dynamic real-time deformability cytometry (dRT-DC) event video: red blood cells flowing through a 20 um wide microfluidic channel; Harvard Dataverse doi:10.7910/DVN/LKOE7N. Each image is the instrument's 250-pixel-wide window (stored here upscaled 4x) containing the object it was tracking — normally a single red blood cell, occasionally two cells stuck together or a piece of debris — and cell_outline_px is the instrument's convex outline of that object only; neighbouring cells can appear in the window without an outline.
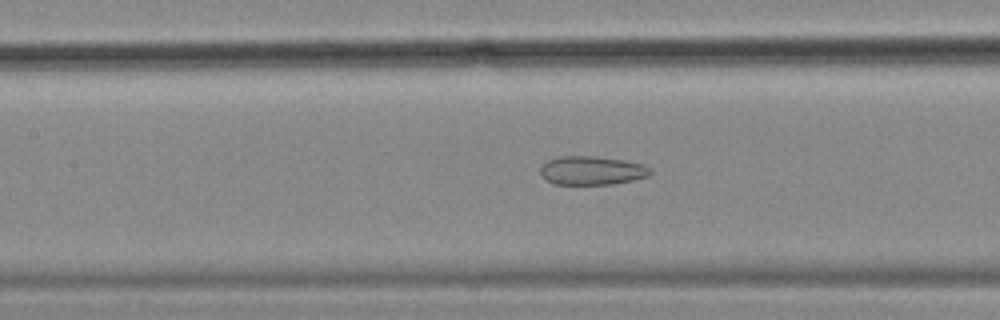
{"species": "common noctule bat (a hibernating species)", "species_latin": "Nyctalus noctula", "temperature_condition": "cold", "stored_images_in_passage": 40, "camera_frame_rate_fps": 3000, "um_per_image_px": 0.085, "animal": {"sex": "female", "body_mass_g": 18.4}, "frame": {"image": 1, "passage_image": 9, "time_ms": 2.667, "image_size_px": [1000, 320], "cell_outline_px": [[652, 172], [648, 176], [632, 180], [612, 184], [552, 184], [540, 172], [540, 168], [548, 160], [556, 156], [596, 156], [624, 160], [644, 164], [652, 168]], "centroid_in_image_um": [50.34, 14.48], "position_along_channel_um": 157.1, "area_um2": 18.44}}
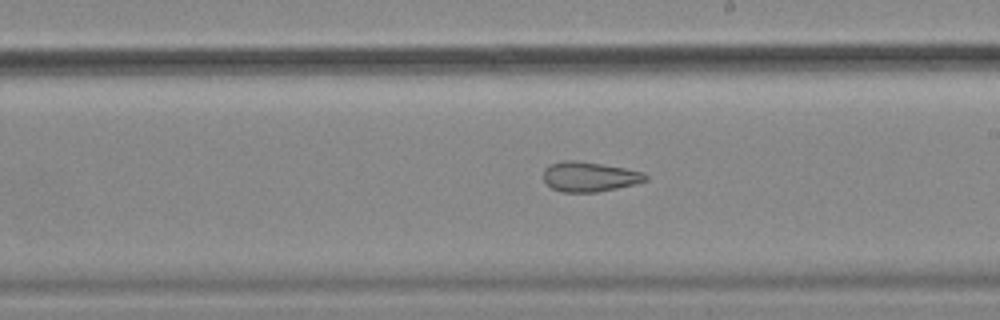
{"frame": {"image": 2, "passage_image": 16, "time_ms": 5.0, "image_size_px": [1000, 320], "cell_outline_px": [[648, 180], [616, 188], [596, 192], [560, 192], [552, 188], [544, 180], [544, 168], [548, 164], [564, 160], [576, 160], [624, 168], [644, 172], [648, 176]], "centroid_in_image_um": [50.07, 15.01], "position_along_channel_um": 238.9, "area_um2": 17.69}}
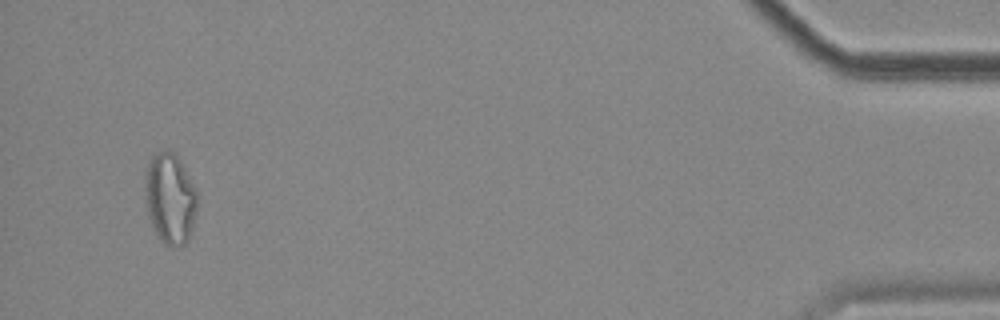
{"frame": {"image": 3, "passage_image": 38, "time_ms": 12.333, "image_size_px": [1000, 320], "cell_outline_px": [[196, 212], [192, 228], [188, 240], [184, 244], [172, 248], [164, 244], [160, 240], [148, 216], [144, 196], [144, 176], [148, 164], [152, 156], [156, 152], [164, 148], [168, 148], [176, 152], [196, 188]], "centroid_in_image_um": [14.44, 16.82], "position_along_channel_um": 420.8, "area_um2": 28.21}, "authors_computed_cell_mechanics": {"area_um2": 20.1433, "velocity_mm_per_s": 3.5228, "shape_relaxation_time_tau1_ms": null, "shape_relaxation_time_tau2_ms": 3.8228, "deformation_change_tau1": null, "deformation_change_tau2": 0.1249}}